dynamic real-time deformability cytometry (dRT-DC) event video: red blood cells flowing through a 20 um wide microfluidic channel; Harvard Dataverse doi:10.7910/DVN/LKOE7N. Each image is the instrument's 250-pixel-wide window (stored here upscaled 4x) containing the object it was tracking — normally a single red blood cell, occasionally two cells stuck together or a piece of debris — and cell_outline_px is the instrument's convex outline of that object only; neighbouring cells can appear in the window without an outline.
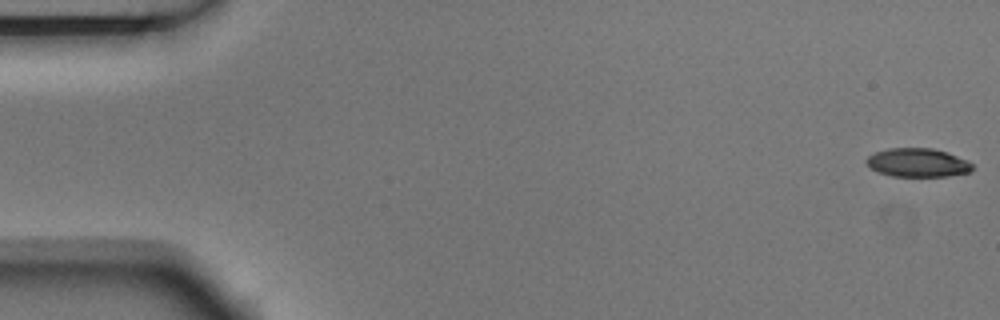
{"species": "Egyptian fruit bat (a non-hibernating species)", "species_latin": "Rousettus aegyptiacus", "temperature_condition": "room temperature", "stored_images_in_passage": 5, "camera_frame_rate_fps": 3000, "um_per_image_px": 0.085, "animal": {"sex": "male"}, "frame": {"image": 1, "passage_image": 1, "time_ms": 0.0, "image_size_px": [1000, 320], "cell_outline_px": [[972, 172], [948, 176], [892, 176], [880, 172], [872, 168], [864, 160], [868, 156], [876, 152], [888, 148], [932, 148], [948, 152], [968, 160], [972, 164]], "centroid_in_image_um": [78.04, 13.82], "position_along_channel_um": 7.0, "area_um2": 17.69}}
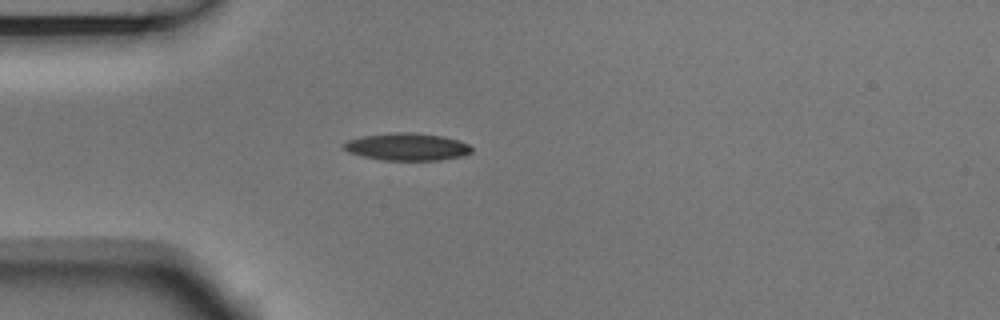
{"frame": {"image": 2, "passage_image": 5, "time_ms": 1.333, "image_size_px": [1000, 320], "cell_outline_px": [[472, 152], [464, 156], [440, 160], [384, 160], [364, 156], [348, 152], [344, 148], [344, 144], [348, 140], [360, 136], [388, 132], [416, 132], [444, 136], [460, 140], [468, 144], [472, 148]], "centroid_in_image_um": [34.64, 12.46], "position_along_channel_um": 50.4, "area_um2": 20.63}}